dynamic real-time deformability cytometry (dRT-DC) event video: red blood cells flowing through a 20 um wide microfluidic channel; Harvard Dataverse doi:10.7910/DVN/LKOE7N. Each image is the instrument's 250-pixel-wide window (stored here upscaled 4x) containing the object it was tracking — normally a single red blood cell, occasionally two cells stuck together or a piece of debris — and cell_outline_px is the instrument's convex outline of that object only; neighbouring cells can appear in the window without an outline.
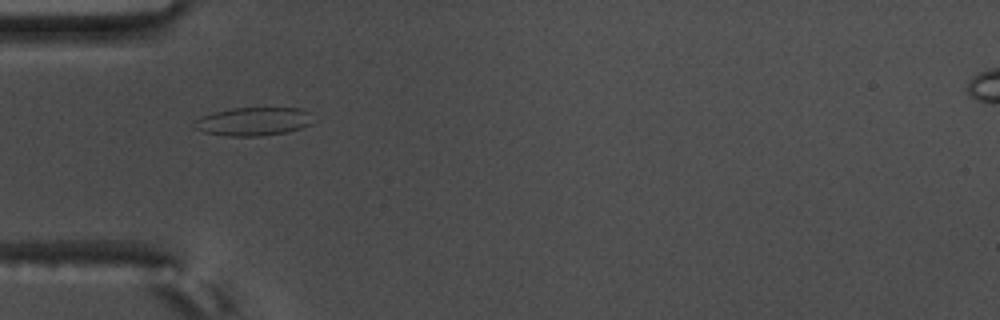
{"species": "common noctule bat (a hibernating species)", "species_latin": "Nyctalus noctula", "temperature_condition": "warm", "stored_images_in_passage": 45, "camera_frame_rate_fps": 3000, "um_per_image_px": 0.085, "animal": {"sex": "male", "body_mass_g": 17.5, "forearm_length_mm": 52.3}, "frame": {"image": 1, "passage_image": 6, "time_ms": 1.667, "image_size_px": [1000, 320], "cell_outline_px": [[312, 124], [300, 128], [284, 132], [260, 136], [224, 136], [204, 132], [196, 128], [192, 124], [200, 116], [212, 112], [232, 108], [300, 108], [308, 112]], "centroid_in_image_um": [21.48, 10.32], "position_along_channel_um": 63.5, "area_um2": 19.54}}
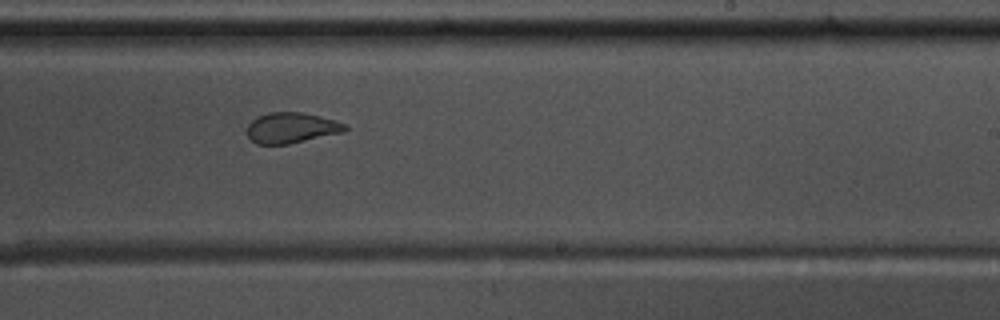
{"frame": {"image": 2, "passage_image": 23, "time_ms": 7.333, "image_size_px": [1000, 320], "cell_outline_px": [[348, 128], [344, 132], [288, 144], [256, 144], [244, 132], [248, 124], [256, 116], [268, 112], [304, 112], [348, 124]], "centroid_in_image_um": [24.74, 10.86], "position_along_channel_um": 264.3, "area_um2": 17.69}}
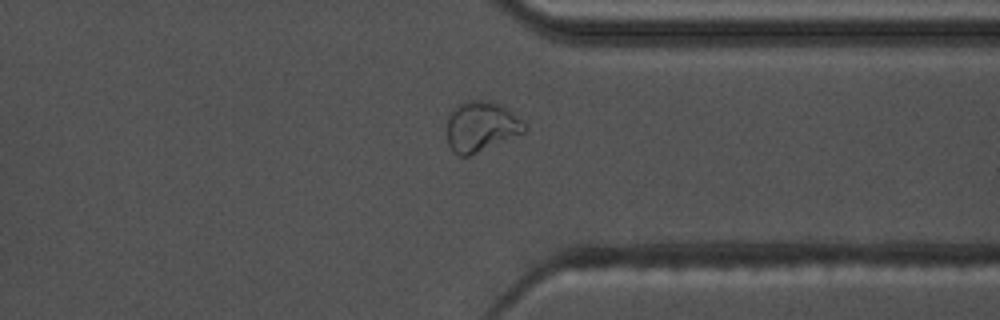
{"frame": {"image": 3, "passage_image": 32, "time_ms": 10.333, "image_size_px": [1000, 320], "cell_outline_px": [[528, 132], [468, 156], [460, 156], [452, 152], [448, 144], [448, 116], [452, 108], [456, 104], [464, 100], [492, 100], [500, 104], [512, 112], [528, 128]], "centroid_in_image_um": [40.89, 10.74], "position_along_channel_um": 370.5, "area_um2": 23.06}, "authors_computed_cell_mechanics": {"area_um2": 19.2474, "velocity_mm_per_s": 3.5797, "shape_relaxation_time_tau1_ms": null, "shape_relaxation_time_tau2_ms": 1.3418, "deformation_change_tau1": null, "deformation_change_tau2": 0.0862}}